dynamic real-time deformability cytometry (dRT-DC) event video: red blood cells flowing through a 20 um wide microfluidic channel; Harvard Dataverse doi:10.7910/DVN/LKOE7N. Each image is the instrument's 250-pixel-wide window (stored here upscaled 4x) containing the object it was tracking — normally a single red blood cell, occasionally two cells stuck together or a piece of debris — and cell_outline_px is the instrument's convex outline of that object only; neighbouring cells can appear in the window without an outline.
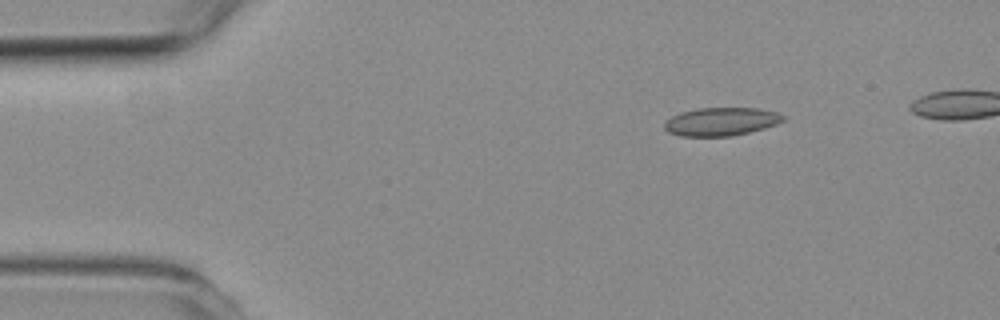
{"species": "common noctule bat (a hibernating species)", "species_latin": "Nyctalus noctula", "temperature_condition": "room temperature", "stored_images_in_passage": 3, "segment_of_instrument_passage": [2, 2], "camera_frame_rate_fps": 3000, "um_per_image_px": 0.085, "animal": {"sex": "female", "body_mass_g": 19.3, "forearm_length_mm": 54.1}, "frame": {"image": 1, "passage_image": 3, "time_ms": 2.667, "image_size_px": [1000, 320], "cell_outline_px": [[788, 116], [784, 120], [776, 124], [764, 128], [732, 136], [680, 136], [668, 132], [664, 128], [664, 124], [672, 116], [680, 112], [700, 108], [760, 108], [776, 112]], "centroid_in_image_um": [61.32, 10.33], "position_along_channel_um": 23.7, "area_um2": 19.54}}